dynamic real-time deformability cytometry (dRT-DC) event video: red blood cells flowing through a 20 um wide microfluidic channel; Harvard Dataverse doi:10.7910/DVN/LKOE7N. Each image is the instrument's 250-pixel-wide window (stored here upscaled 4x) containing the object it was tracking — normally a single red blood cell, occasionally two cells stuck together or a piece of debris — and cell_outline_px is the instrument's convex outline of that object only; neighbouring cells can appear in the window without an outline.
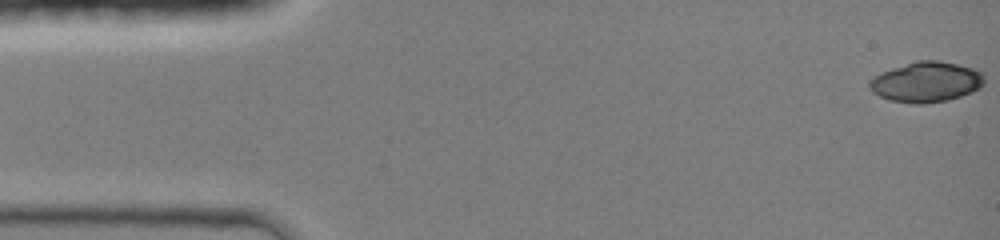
{"species": "common noctule bat (a hibernating species)", "species_latin": "Nyctalus noctula", "temperature_condition": "room temperature", "stored_images_in_passage": 45, "camera_frame_rate_fps": 3000, "um_per_image_px": 0.085, "animal": {"sex": "female", "body_mass_g": 19.0, "forearm_length_mm": 51.5}, "frame": {"image": 1, "passage_image": 1, "time_ms": 0.0, "image_size_px": [1000, 240], "cell_outline_px": [[984, 84], [980, 88], [972, 92], [948, 100], [924, 104], [916, 104], [888, 100], [872, 92], [868, 88], [868, 80], [880, 72], [916, 60], [940, 60], [972, 68], [984, 72]], "centroid_in_image_um": [78.71, 6.97], "position_along_channel_um": 6.3, "area_um2": 27.34}}
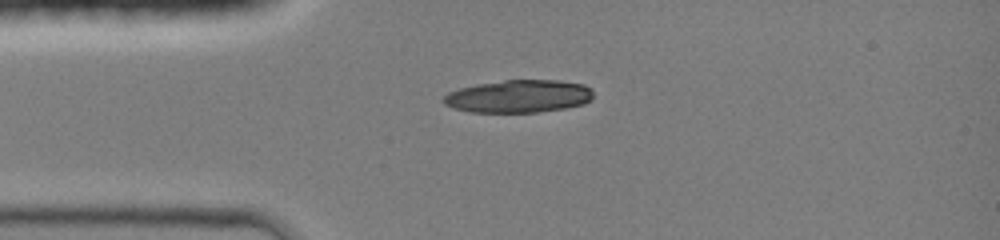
{"frame": {"image": 2, "passage_image": 11, "time_ms": 3.333, "image_size_px": [1000, 240], "cell_outline_px": [[592, 100], [584, 104], [564, 108], [536, 112], [468, 112], [444, 104], [440, 100], [448, 92], [460, 88], [476, 84], [504, 80], [560, 80], [584, 84], [592, 88]], "centroid_in_image_um": [44.09, 8.18], "position_along_channel_um": 40.9, "area_um2": 28.73}}